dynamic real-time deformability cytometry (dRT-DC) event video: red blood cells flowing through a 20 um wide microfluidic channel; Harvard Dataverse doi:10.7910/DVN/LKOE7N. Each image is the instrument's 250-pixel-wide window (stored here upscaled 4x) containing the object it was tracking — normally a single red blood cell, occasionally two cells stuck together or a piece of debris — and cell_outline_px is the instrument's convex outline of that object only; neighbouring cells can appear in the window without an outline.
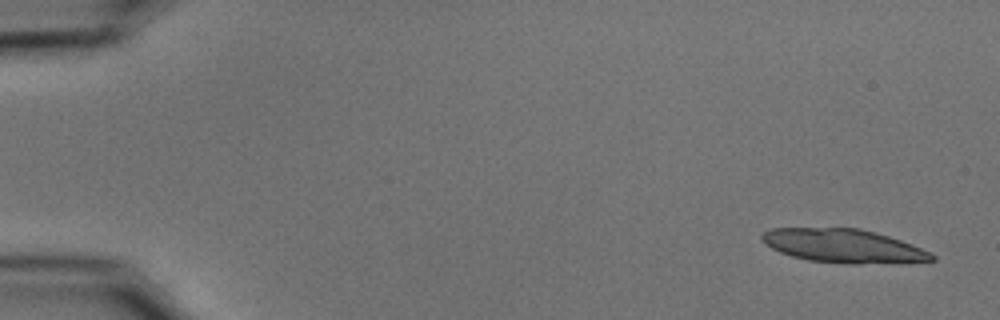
{"species": "common noctule bat (a hibernating species)", "species_latin": "Nyctalus noctula", "temperature_condition": "cold", "stored_images_in_passage": 19, "camera_frame_rate_fps": 3000, "um_per_image_px": 0.085, "animal": {"sex": "male", "body_mass_g": 15.6}, "frame": {"image": 1, "passage_image": 1, "time_ms": 0.0, "image_size_px": [1000, 320], "cell_outline_px": [[936, 260], [900, 264], [848, 264], [808, 260], [792, 256], [780, 252], [764, 244], [760, 240], [760, 236], [764, 232], [772, 228], [860, 228], [888, 236], [912, 244], [932, 252], [936, 256]], "centroid_in_image_um": [71.75, 20.92], "position_along_channel_um": 13.3, "area_um2": 33.81}}